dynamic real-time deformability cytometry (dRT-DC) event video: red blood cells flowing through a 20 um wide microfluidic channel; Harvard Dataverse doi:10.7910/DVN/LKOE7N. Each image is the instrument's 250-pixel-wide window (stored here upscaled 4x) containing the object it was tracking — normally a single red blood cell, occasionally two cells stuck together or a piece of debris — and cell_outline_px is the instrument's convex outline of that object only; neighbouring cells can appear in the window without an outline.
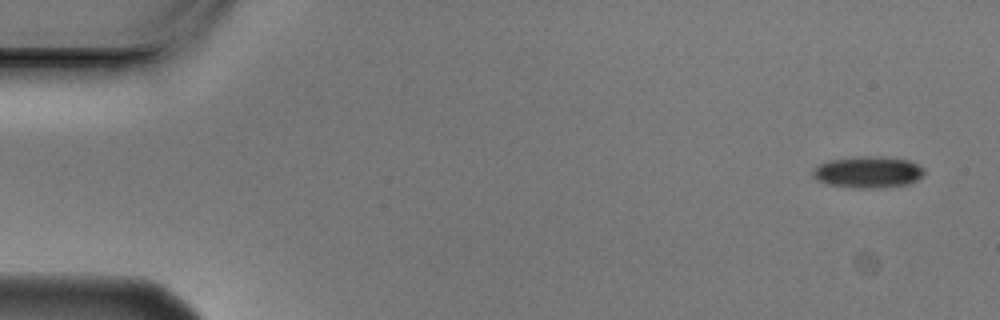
{"species": "Egyptian fruit bat (a non-hibernating species)", "species_latin": "Rousettus aegyptiacus", "temperature_condition": "cold", "stored_images_in_passage": 7, "camera_frame_rate_fps": 3000, "um_per_image_px": 0.085, "animal": {"sex": "male"}, "frame": {"image": 1, "passage_image": 1, "time_ms": 0.0, "image_size_px": [1000, 320], "cell_outline_px": [[924, 176], [908, 184], [880, 188], [852, 188], [828, 184], [816, 180], [812, 176], [812, 168], [828, 160], [860, 156], [868, 156], [908, 160], [924, 168]], "centroid_in_image_um": [73.74, 14.64], "position_along_channel_um": 11.3, "area_um2": 20.52}}
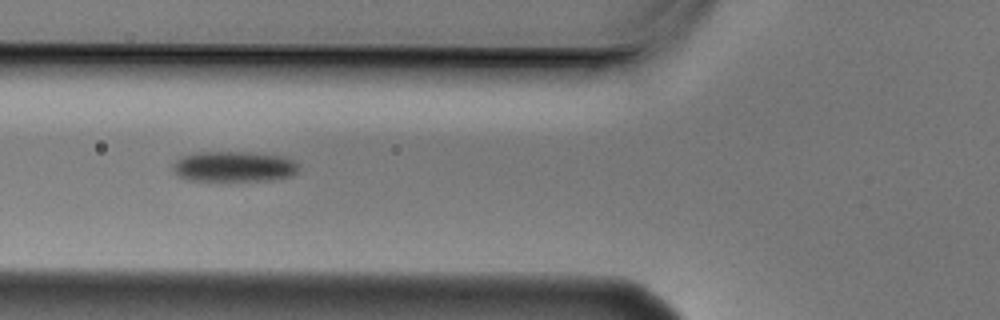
{"frame": {"image": 2, "passage_image": 6, "time_ms": 1.667, "image_size_px": [1000, 320], "cell_outline_px": [[300, 168], [292, 176], [272, 180], [188, 180], [180, 176], [172, 168], [172, 164], [180, 156], [200, 152], [248, 152], [288, 156], [300, 164]], "centroid_in_image_um": [19.95, 14.14], "position_along_channel_um": 105.8, "area_um2": 22.54}}
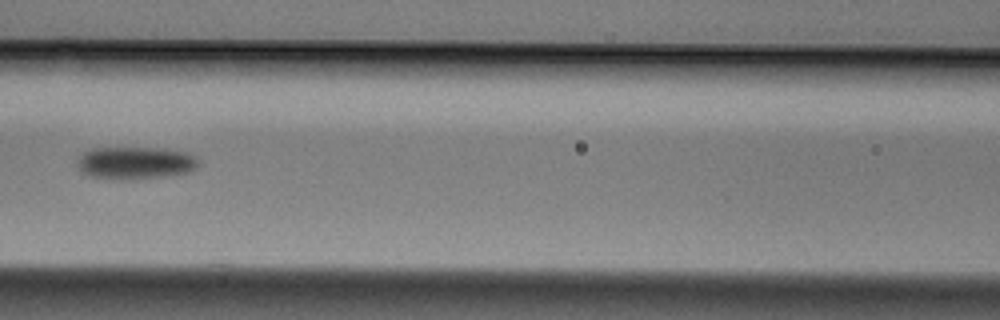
{"frame": {"image": 3, "passage_image": 7, "time_ms": 2.0, "image_size_px": [1000, 320], "cell_outline_px": [[200, 160], [196, 168], [188, 172], [160, 176], [92, 176], [84, 172], [80, 168], [76, 160], [84, 152], [92, 148], [164, 148], [188, 152], [196, 156]], "centroid_in_image_um": [11.58, 13.77], "position_along_channel_um": 155.0, "area_um2": 21.79}}